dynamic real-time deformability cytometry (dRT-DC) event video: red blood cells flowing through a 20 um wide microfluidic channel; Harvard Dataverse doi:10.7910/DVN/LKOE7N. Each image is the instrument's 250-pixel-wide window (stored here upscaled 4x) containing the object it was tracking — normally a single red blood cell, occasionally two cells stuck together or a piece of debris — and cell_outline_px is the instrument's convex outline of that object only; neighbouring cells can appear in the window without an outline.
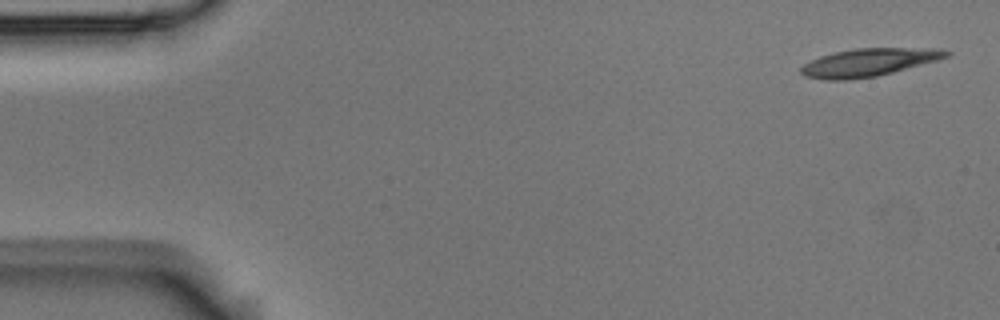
{"species": "Egyptian fruit bat (a non-hibernating species)", "species_latin": "Rousettus aegyptiacus", "temperature_condition": "room temperature", "stored_images_in_passage": 4, "camera_frame_rate_fps": 3000, "um_per_image_px": 0.085, "animal": {"sex": "male"}, "frame": {"image": 1, "passage_image": 1, "time_ms": 0.0, "image_size_px": [1000, 320], "cell_outline_px": [[952, 52], [948, 56], [936, 60], [892, 72], [876, 76], [848, 80], [824, 80], [804, 76], [800, 72], [800, 68], [804, 64], [820, 56], [852, 48], [940, 48]], "centroid_in_image_um": [73.82, 5.3], "position_along_channel_um": 11.2, "area_um2": 23.47}}